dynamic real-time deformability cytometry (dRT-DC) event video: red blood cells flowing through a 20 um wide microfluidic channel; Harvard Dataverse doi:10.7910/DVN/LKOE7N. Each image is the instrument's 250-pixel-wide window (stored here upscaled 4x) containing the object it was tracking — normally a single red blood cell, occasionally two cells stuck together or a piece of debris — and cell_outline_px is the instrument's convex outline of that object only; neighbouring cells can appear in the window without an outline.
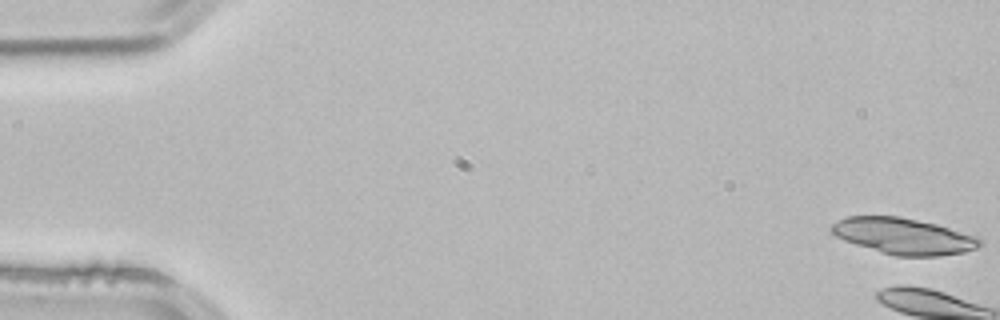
{"species": "common noctule bat (a hibernating species)", "species_latin": "Nyctalus noctula", "temperature_condition": "room temperature", "stored_images_in_passage": 4, "camera_frame_rate_fps": 3000, "um_per_image_px": 0.085, "animal": {"sex": "male", "body_mass_g": 21.5, "forearm_length_mm": 52.0}, "frame": {"image": 1, "passage_image": 1, "time_ms": 0.0, "image_size_px": [1000, 320], "cell_outline_px": [[984, 244], [976, 248], [964, 252], [940, 256], [896, 256], [880, 252], [844, 240], [836, 236], [828, 228], [836, 220], [848, 216], [900, 216], [936, 224], [980, 236], [984, 240]], "centroid_in_image_um": [76.85, 20.07], "position_along_channel_um": 8.2, "area_um2": 31.62}}